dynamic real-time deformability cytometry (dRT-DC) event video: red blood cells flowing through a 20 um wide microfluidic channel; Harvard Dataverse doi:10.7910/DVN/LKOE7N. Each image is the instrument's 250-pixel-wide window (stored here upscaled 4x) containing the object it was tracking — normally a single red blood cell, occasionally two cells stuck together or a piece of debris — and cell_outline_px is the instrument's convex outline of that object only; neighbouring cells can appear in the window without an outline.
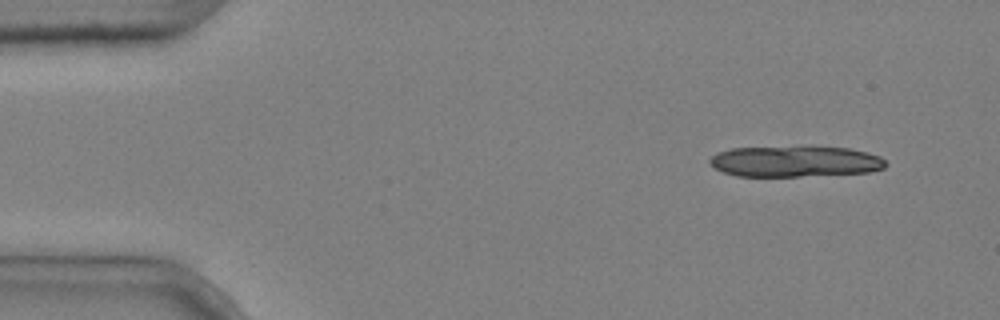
{"species": "common noctule bat (a hibernating species)", "species_latin": "Nyctalus noctula", "temperature_condition": "cold", "stored_images_in_passage": 4, "camera_frame_rate_fps": 3000, "um_per_image_px": 0.085, "animal": {"sex": "male", "body_mass_g": 20.4}, "frame": {"image": 1, "passage_image": 1, "time_ms": 0.0, "image_size_px": [1000, 320], "cell_outline_px": [[888, 164], [884, 168], [868, 172], [800, 176], [736, 176], [724, 172], [716, 168], [708, 160], [716, 152], [732, 148], [848, 148], [880, 156]], "centroid_in_image_um": [67.57, 13.74], "position_along_channel_um": 17.4, "area_um2": 30.92}}